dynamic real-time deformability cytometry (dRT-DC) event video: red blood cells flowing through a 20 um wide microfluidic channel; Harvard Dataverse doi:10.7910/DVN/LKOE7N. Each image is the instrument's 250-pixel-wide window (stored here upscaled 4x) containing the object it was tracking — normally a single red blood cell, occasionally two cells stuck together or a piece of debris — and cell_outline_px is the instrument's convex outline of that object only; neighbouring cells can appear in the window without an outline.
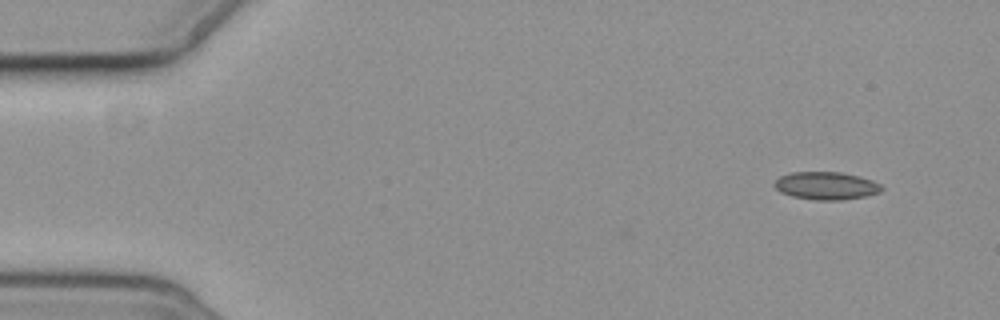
{"species": "common noctule bat (a hibernating species)", "species_latin": "Nyctalus noctula", "temperature_condition": "cold", "stored_images_in_passage": 5, "camera_frame_rate_fps": 3000, "um_per_image_px": 0.085, "animal": {"sex": "female", "body_mass_g": 19.3, "forearm_length_mm": 54.1}, "frame": {"image": 1, "passage_image": 1, "time_ms": 0.0, "image_size_px": [1000, 320], "cell_outline_px": [[884, 188], [880, 192], [864, 196], [840, 200], [816, 200], [792, 196], [780, 192], [772, 184], [780, 176], [788, 172], [840, 172], [860, 176], [872, 180], [880, 184]], "centroid_in_image_um": [70.2, 15.78], "position_along_channel_um": 14.8, "area_um2": 17.4}}